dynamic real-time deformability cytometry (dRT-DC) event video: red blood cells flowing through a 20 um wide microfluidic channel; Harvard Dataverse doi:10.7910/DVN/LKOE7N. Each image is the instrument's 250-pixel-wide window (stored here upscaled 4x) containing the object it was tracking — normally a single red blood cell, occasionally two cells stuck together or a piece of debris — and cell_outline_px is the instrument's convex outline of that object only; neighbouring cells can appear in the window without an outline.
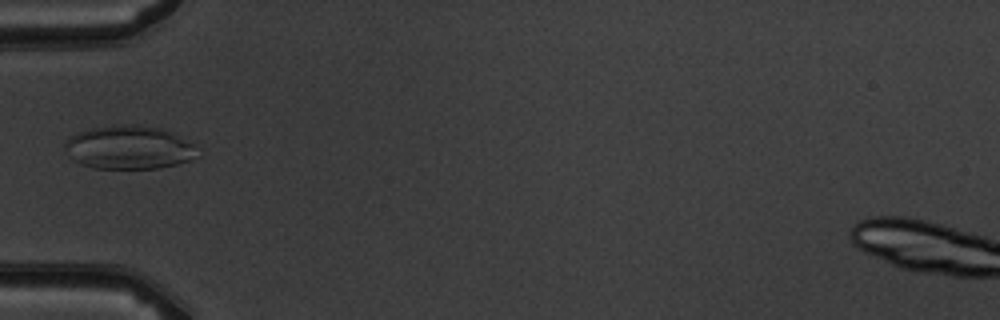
{"species": "common noctule bat (a hibernating species)", "species_latin": "Nyctalus noctula", "temperature_condition": "warm", "stored_images_in_passage": 7, "camera_frame_rate_fps": 3000, "um_per_image_px": 0.085, "animal": {"sex": "male", "body_mass_g": 19.5, "forearm_length_mm": 54.6}, "frame": {"image": 1, "passage_image": 6, "time_ms": 5.667, "image_size_px": [1000, 320], "cell_outline_px": [[196, 156], [192, 160], [176, 164], [156, 168], [96, 168], [80, 164], [72, 160], [68, 156], [64, 148], [64, 140], [80, 132], [92, 128], [120, 124], [140, 124], [164, 128], [172, 132], [192, 144]], "centroid_in_image_um": [10.91, 12.52], "position_along_channel_um": 74.1, "area_um2": 33.58}}
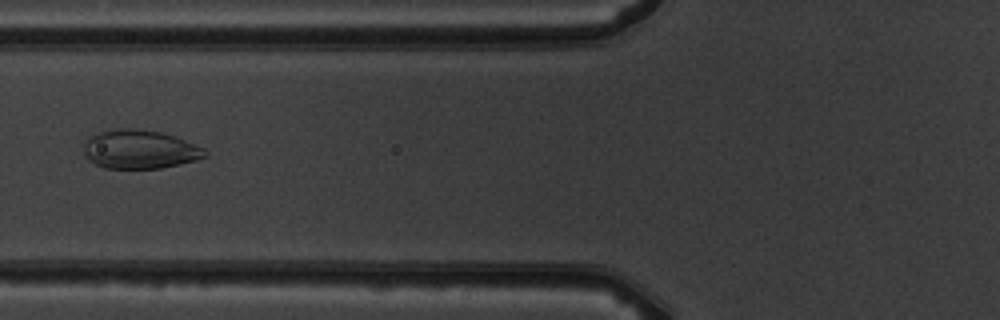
{"frame": {"image": 2, "passage_image": 7, "time_ms": 6.667, "image_size_px": [1000, 320], "cell_outline_px": [[208, 156], [196, 160], [180, 164], [160, 168], [104, 168], [88, 160], [84, 156], [84, 140], [100, 132], [112, 128], [128, 128], [160, 132], [184, 140], [204, 148], [208, 152]], "centroid_in_image_um": [11.86, 12.7], "position_along_channel_um": 113.9, "area_um2": 27.34}}